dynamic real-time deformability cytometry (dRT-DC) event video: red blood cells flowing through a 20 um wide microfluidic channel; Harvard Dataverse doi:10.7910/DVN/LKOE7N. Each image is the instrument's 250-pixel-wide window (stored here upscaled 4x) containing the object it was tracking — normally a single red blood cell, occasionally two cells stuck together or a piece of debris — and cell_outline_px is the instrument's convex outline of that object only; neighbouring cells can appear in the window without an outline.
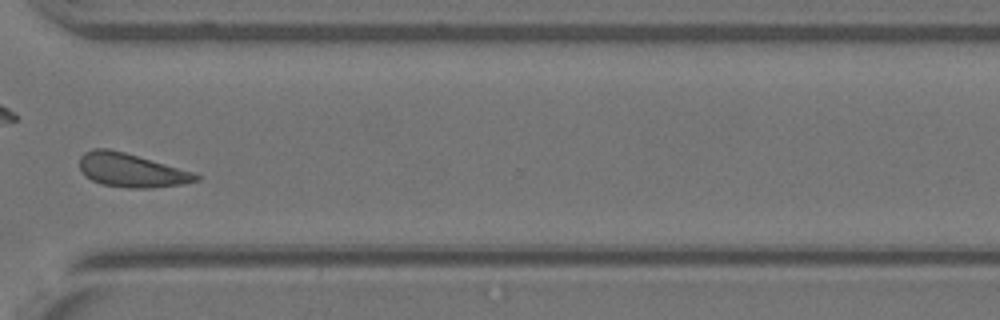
{"species": "Egyptian fruit bat (a non-hibernating species)", "species_latin": "Rousettus aegyptiacus", "temperature_condition": "warm", "stored_images_in_passage": 34, "camera_frame_rate_fps": 3000, "um_per_image_px": 0.085, "animal": {"sex": "female"}, "frame": {"image": 1, "passage_image": 25, "time_ms": 8.0, "image_size_px": [1000, 320], "cell_outline_px": [[200, 180], [184, 184], [152, 188], [128, 188], [100, 184], [84, 176], [80, 172], [80, 156], [84, 152], [92, 148], [108, 148], [124, 152], [192, 172], [200, 176]], "centroid_in_image_um": [11.11, 14.48], "position_along_channel_um": 359.5, "area_um2": 22.89}}